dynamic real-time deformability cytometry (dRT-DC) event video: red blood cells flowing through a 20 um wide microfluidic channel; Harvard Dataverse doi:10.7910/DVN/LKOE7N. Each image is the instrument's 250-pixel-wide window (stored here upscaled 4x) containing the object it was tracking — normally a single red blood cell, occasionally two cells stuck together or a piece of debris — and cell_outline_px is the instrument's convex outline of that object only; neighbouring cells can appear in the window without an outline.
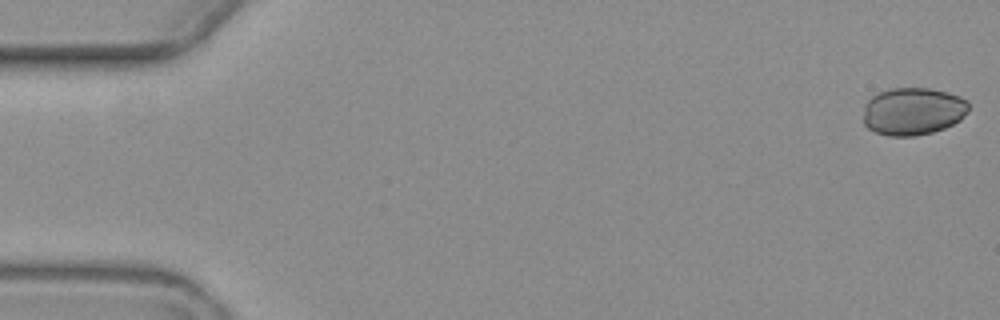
{"species": "common noctule bat (a hibernating species)", "species_latin": "Nyctalus noctula", "temperature_condition": "warm", "stored_images_in_passage": 11, "camera_frame_rate_fps": 3000, "um_per_image_px": 0.085, "animal": {"sex": "female", "body_mass_g": 19.3, "forearm_length_mm": 54.1}, "frame": {"image": 1, "passage_image": 1, "time_ms": 0.0, "image_size_px": [1000, 320], "cell_outline_px": [[968, 112], [960, 120], [944, 128], [932, 132], [916, 136], [888, 136], [876, 132], [868, 128], [864, 124], [864, 104], [872, 96], [888, 88], [928, 88], [948, 92], [960, 96], [968, 100]], "centroid_in_image_um": [77.6, 9.45], "position_along_channel_um": 7.4, "area_um2": 29.42}}